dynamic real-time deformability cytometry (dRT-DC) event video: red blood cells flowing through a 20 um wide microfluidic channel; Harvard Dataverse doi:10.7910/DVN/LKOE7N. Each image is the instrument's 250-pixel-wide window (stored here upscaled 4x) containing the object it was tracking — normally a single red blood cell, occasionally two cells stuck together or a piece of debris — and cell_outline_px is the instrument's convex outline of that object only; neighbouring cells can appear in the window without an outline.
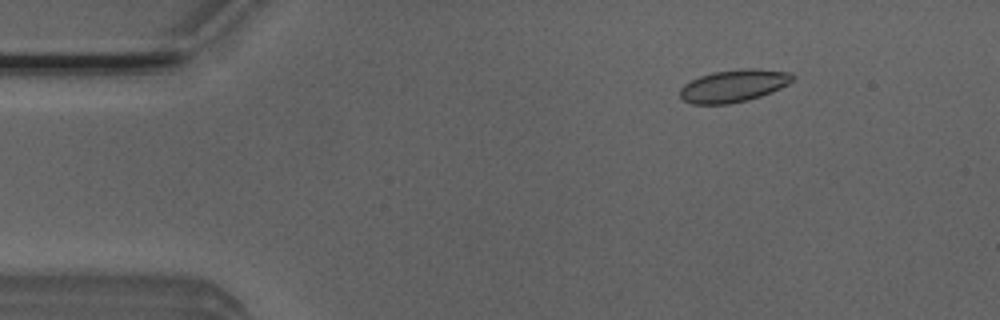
{"species": "Egyptian fruit bat (a non-hibernating species)", "species_latin": "Rousettus aegyptiacus", "temperature_condition": "room temperature", "stored_images_in_passage": 4, "camera_frame_rate_fps": 3000, "um_per_image_px": 0.085, "animal": {"sex": "male"}, "frame": {"image": 1, "passage_image": 1, "time_ms": 0.0, "image_size_px": [1000, 320], "cell_outline_px": [[796, 80], [772, 92], [748, 100], [728, 104], [692, 104], [684, 100], [680, 96], [680, 88], [684, 84], [700, 76], [712, 72], [744, 68], [756, 68], [788, 72], [796, 76]], "centroid_in_image_um": [62.39, 7.29], "position_along_channel_um": 22.6, "area_um2": 21.39}}
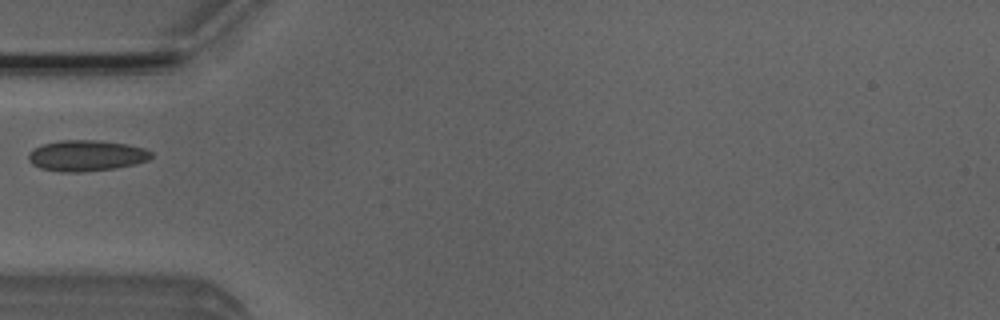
{"frame": {"image": 2, "passage_image": 4, "time_ms": 1.0, "image_size_px": [1000, 320], "cell_outline_px": [[152, 156], [148, 160], [136, 164], [116, 168], [80, 172], [60, 172], [40, 168], [32, 164], [28, 160], [28, 152], [32, 148], [44, 144], [60, 140], [96, 140], [128, 144], [144, 148], [152, 152]], "centroid_in_image_um": [7.33, 13.23], "position_along_channel_um": 77.7, "area_um2": 22.31}}